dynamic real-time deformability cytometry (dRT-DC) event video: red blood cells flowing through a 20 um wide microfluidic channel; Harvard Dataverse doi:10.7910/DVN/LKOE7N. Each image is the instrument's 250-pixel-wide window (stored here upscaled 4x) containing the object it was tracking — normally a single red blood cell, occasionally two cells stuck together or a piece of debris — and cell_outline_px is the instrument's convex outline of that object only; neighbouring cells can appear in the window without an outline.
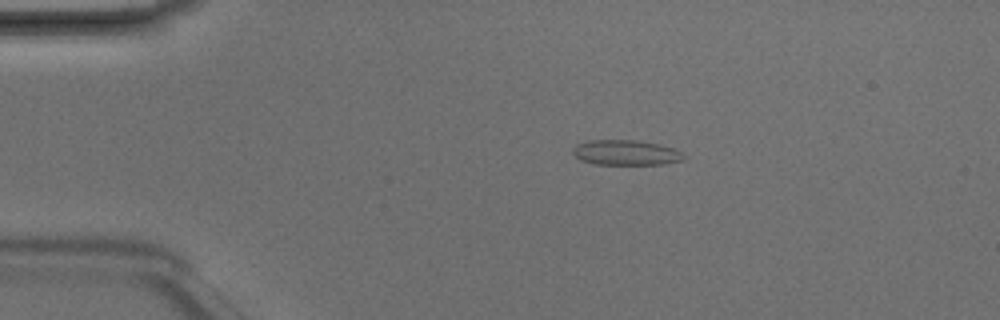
{"species": "Egyptian fruit bat (a non-hibernating species)", "species_latin": "Rousettus aegyptiacus", "temperature_condition": "room temperature", "stored_images_in_passage": 3, "camera_frame_rate_fps": 3000, "um_per_image_px": 0.085, "animal": {"sex": "male"}, "frame": {"image": 1, "passage_image": 1, "time_ms": 0.0, "image_size_px": [1000, 320], "cell_outline_px": [[684, 156], [680, 160], [664, 164], [596, 164], [580, 160], [572, 152], [572, 148], [576, 144], [588, 140], [636, 140], [660, 144], [672, 148], [680, 152]], "centroid_in_image_um": [53.14, 12.96], "position_along_channel_um": 31.9, "area_um2": 16.13}}
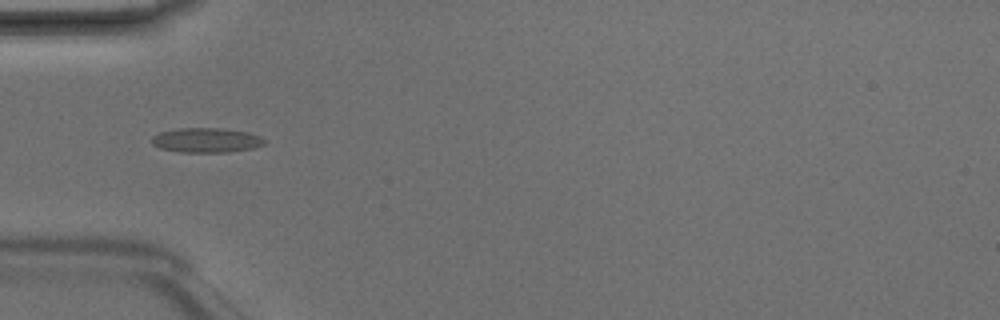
{"frame": {"image": 2, "passage_image": 2, "time_ms": 0.333, "image_size_px": [1000, 320], "cell_outline_px": [[264, 144], [252, 148], [228, 152], [180, 152], [160, 148], [152, 144], [152, 136], [160, 132], [180, 128], [220, 128], [248, 132], [260, 136], [264, 140]], "centroid_in_image_um": [17.52, 11.91], "position_along_channel_um": 67.5, "area_um2": 16.07}}